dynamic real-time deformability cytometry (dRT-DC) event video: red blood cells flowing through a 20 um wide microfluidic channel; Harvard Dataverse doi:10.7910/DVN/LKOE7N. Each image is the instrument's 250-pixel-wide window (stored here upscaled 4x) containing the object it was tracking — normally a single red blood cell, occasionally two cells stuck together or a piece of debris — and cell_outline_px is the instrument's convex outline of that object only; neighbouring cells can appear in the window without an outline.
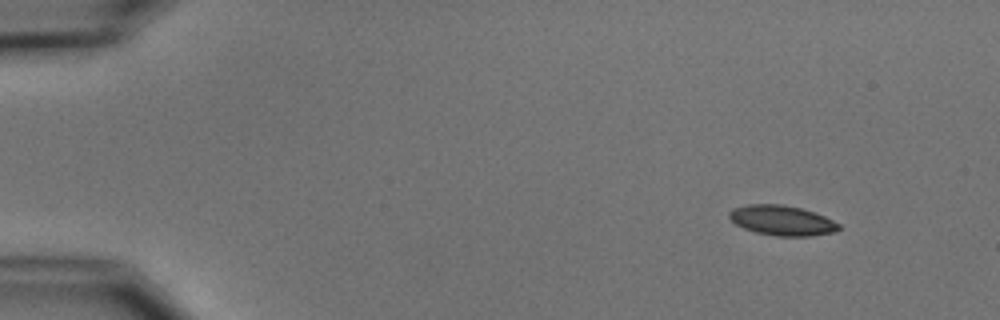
{"species": "common noctule bat (a hibernating species)", "species_latin": "Nyctalus noctula", "temperature_condition": "cold", "stored_images_in_passage": 2, "camera_frame_rate_fps": 3000, "um_per_image_px": 0.085, "animal": {"sex": "male", "body_mass_g": 15.6}, "frame": {"image": 1, "passage_image": 1, "time_ms": 0.0, "image_size_px": [1000, 320], "cell_outline_px": [[840, 228], [836, 232], [812, 236], [776, 236], [756, 232], [744, 228], [736, 224], [728, 216], [728, 212], [732, 208], [748, 204], [784, 204], [800, 208], [824, 216], [840, 224]], "centroid_in_image_um": [66.46, 18.73], "position_along_channel_um": 18.5, "area_um2": 19.19}}